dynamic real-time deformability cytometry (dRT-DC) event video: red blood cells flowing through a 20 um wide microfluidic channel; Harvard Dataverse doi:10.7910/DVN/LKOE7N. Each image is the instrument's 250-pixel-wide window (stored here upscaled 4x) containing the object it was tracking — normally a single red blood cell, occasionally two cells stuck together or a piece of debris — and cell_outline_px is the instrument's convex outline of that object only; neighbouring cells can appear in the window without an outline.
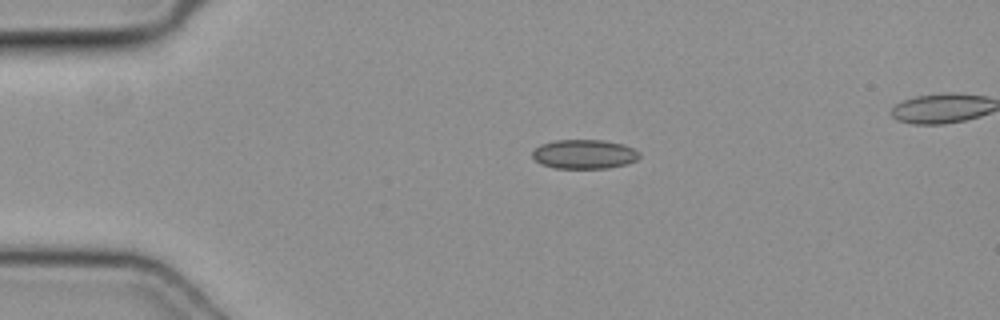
{"species": "common noctule bat (a hibernating species)", "species_latin": "Nyctalus noctula", "temperature_condition": "cold", "stored_images_in_passage": 34, "camera_frame_rate_fps": 3000, "um_per_image_px": 0.085, "animal": {"sex": "female", "body_mass_g": 19.3, "forearm_length_mm": 54.1}, "frame": {"image": 1, "passage_image": 2, "time_ms": 0.333, "image_size_px": [1000, 320], "cell_outline_px": [[640, 156], [636, 160], [628, 164], [608, 168], [556, 168], [540, 164], [532, 156], [532, 152], [540, 144], [556, 140], [604, 140], [624, 144], [640, 152]], "centroid_in_image_um": [49.68, 13.1], "position_along_channel_um": 35.3, "area_um2": 18.32}}
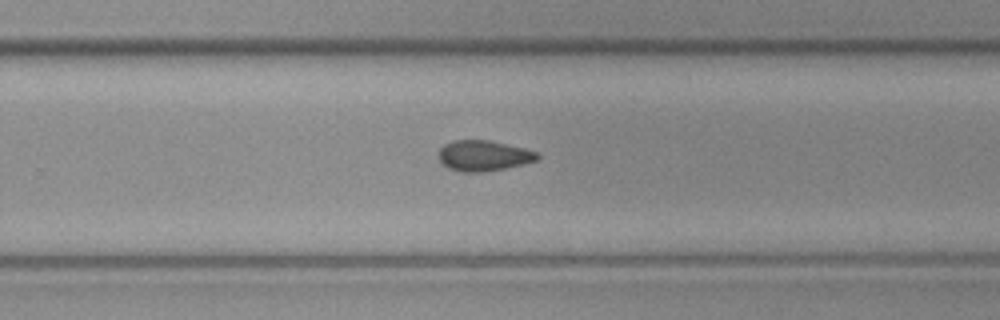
{"frame": {"image": 2, "passage_image": 23, "time_ms": 7.333, "image_size_px": [1000, 320], "cell_outline_px": [[540, 156], [536, 160], [524, 164], [484, 172], [460, 172], [448, 168], [440, 160], [440, 148], [444, 144], [452, 140], [488, 140], [524, 148], [536, 152]], "centroid_in_image_um": [41.09, 13.23], "position_along_channel_um": 288.7, "area_um2": 17.46}}
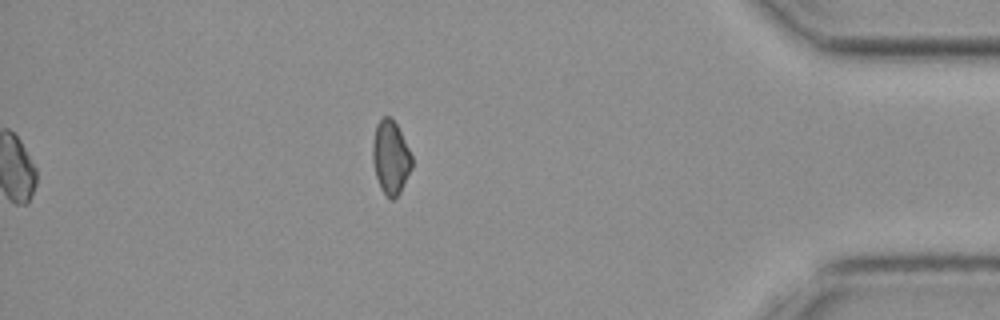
{"frame": {"image": 3, "passage_image": 34, "time_ms": 11.0, "image_size_px": [1000, 320], "cell_outline_px": [[412, 168], [400, 192], [392, 200], [388, 200], [380, 188], [376, 176], [372, 160], [372, 144], [376, 124], [384, 116], [388, 116], [396, 124], [412, 156]], "centroid_in_image_um": [33.19, 13.41], "position_along_channel_um": 402.0, "area_um2": 16.76}}